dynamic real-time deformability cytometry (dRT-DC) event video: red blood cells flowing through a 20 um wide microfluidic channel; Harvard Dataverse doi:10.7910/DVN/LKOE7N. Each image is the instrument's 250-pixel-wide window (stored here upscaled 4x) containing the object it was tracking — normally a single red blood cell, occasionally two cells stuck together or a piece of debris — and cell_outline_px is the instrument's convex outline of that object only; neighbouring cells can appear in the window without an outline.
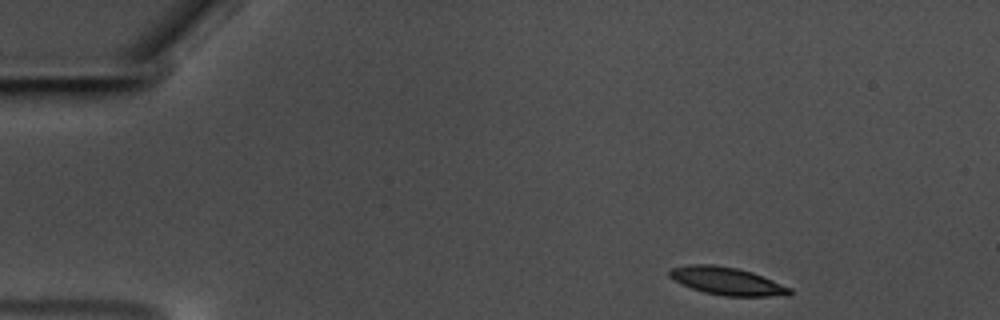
{"species": "common noctule bat (a hibernating species)", "species_latin": "Nyctalus noctula", "temperature_condition": "warm", "stored_images_in_passage": 51, "camera_frame_rate_fps": 3000, "um_per_image_px": 0.085, "animal": {"sex": "male", "body_mass_g": 17.5, "forearm_length_mm": 52.3}, "frame": {"image": 1, "passage_image": 1, "time_ms": 0.0, "image_size_px": [1000, 320], "cell_outline_px": [[792, 292], [788, 296], [724, 296], [704, 292], [692, 288], [672, 280], [668, 276], [668, 268], [692, 264], [712, 264], [736, 268], [752, 272], [792, 288]], "centroid_in_image_um": [61.77, 23.89], "position_along_channel_um": 23.2, "area_um2": 19.54}}
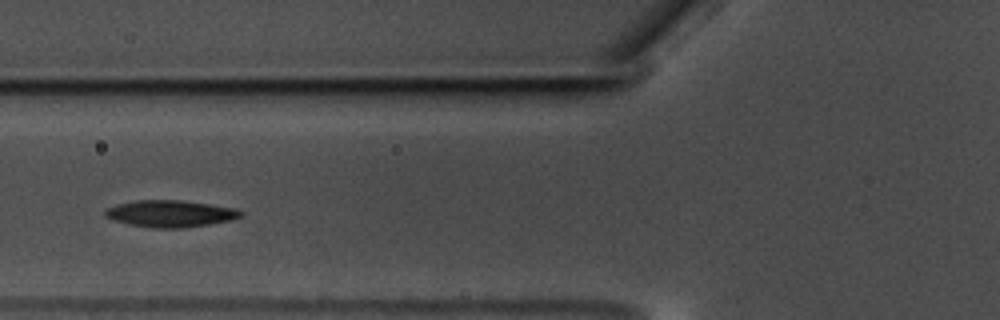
{"frame": {"image": 2, "passage_image": 16, "time_ms": 5.0, "image_size_px": [1000, 320], "cell_outline_px": [[244, 212], [240, 216], [232, 220], [184, 228], [152, 228], [128, 224], [112, 220], [104, 216], [104, 212], [108, 208], [116, 204], [132, 200], [180, 200], [236, 208]], "centroid_in_image_um": [14.44, 18.16], "position_along_channel_um": 111.4, "area_um2": 21.27}}
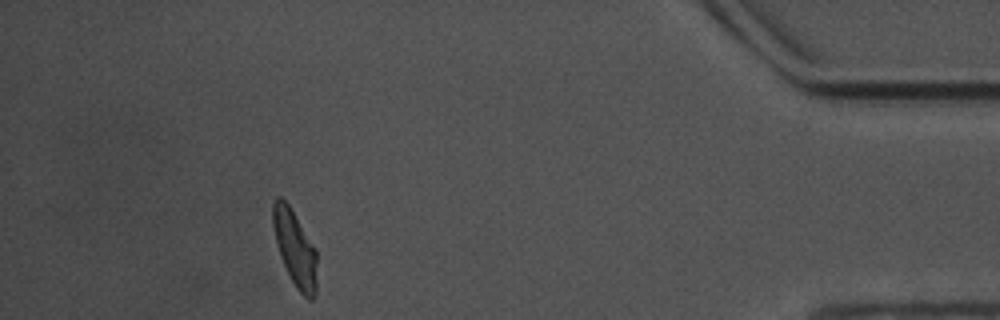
{"frame": {"image": 3, "passage_image": 46, "time_ms": 15.0, "image_size_px": [1000, 320], "cell_outline_px": [[316, 296], [312, 300], [308, 300], [296, 288], [280, 256], [276, 244], [272, 224], [272, 204], [276, 196], [280, 196], [288, 204], [316, 248]], "centroid_in_image_um": [25.06, 21.1], "position_along_channel_um": 410.1, "area_um2": 19.48}, "authors_computed_cell_mechanics": {"area_um2": 19.8832, "velocity_mm_per_s": 3.5238, "shape_relaxation_time_tau1_ms": 5.1689, "shape_relaxation_time_tau2_ms": 3.3023, "deformation_change_tau1": 0.1616, "deformation_change_tau2": 0.0975}}